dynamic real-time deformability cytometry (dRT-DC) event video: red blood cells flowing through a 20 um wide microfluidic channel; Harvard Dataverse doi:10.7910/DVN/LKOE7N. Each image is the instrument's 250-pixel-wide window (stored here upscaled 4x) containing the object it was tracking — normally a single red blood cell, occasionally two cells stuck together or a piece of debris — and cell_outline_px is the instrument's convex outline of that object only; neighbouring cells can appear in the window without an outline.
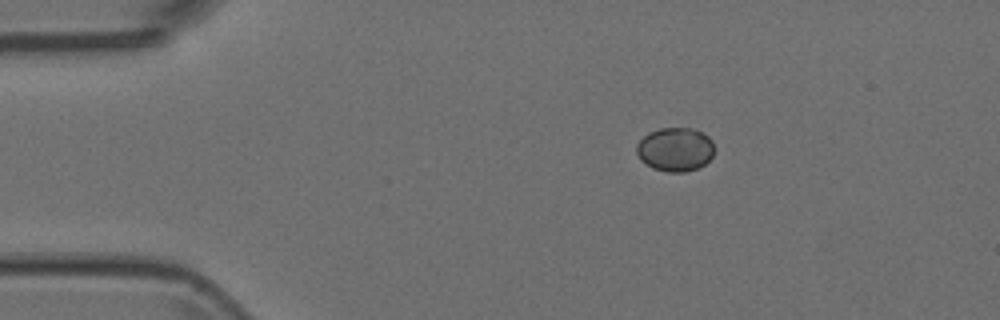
{"species": "Egyptian fruit bat (a non-hibernating species)", "species_latin": "Rousettus aegyptiacus", "temperature_condition": "room temperature", "stored_images_in_passage": 7, "camera_frame_rate_fps": 3000, "um_per_image_px": 0.085, "animal": {"sex": "female"}, "frame": {"image": 1, "passage_image": 1, "time_ms": 0.0, "image_size_px": [1000, 320], "cell_outline_px": [[712, 156], [704, 164], [696, 168], [684, 172], [668, 172], [652, 168], [640, 160], [636, 152], [636, 144], [648, 132], [660, 128], [692, 128], [708, 136], [712, 140]], "centroid_in_image_um": [57.35, 12.69], "position_along_channel_um": 27.7, "area_um2": 19.77}}
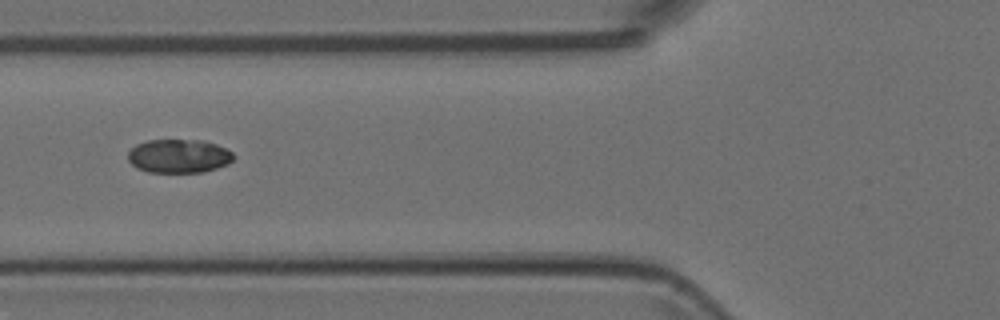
{"frame": {"image": 2, "passage_image": 4, "time_ms": 1.0, "image_size_px": [1000, 320], "cell_outline_px": [[236, 156], [228, 164], [204, 172], [148, 172], [136, 168], [128, 160], [128, 152], [136, 144], [148, 140], [204, 140], [216, 144], [232, 152]], "centroid_in_image_um": [15.2, 13.26], "position_along_channel_um": 110.6, "area_um2": 20.81}}
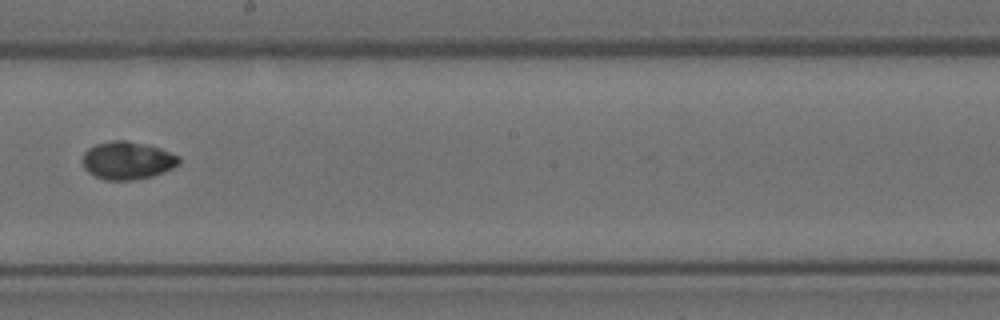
{"frame": {"image": 3, "passage_image": 7, "time_ms": 2.0, "image_size_px": [1000, 320], "cell_outline_px": [[180, 164], [164, 172], [152, 176], [132, 180], [104, 180], [88, 172], [84, 168], [84, 152], [88, 148], [96, 144], [112, 140], [128, 140], [160, 148], [180, 156]], "centroid_in_image_um": [10.85, 13.64], "position_along_channel_um": 237.4, "area_um2": 21.27}}